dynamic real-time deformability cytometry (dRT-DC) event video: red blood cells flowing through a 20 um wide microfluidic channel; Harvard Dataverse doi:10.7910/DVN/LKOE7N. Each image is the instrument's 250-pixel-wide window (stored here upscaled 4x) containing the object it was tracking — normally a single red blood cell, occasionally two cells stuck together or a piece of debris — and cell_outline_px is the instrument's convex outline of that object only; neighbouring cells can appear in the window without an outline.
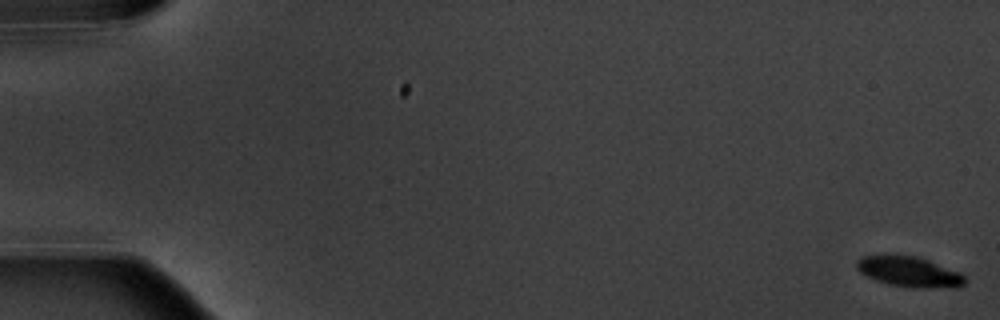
{"species": "common noctule bat (a hibernating species)", "species_latin": "Nyctalus noctula", "temperature_condition": "warm", "stored_images_in_passage": 6, "camera_frame_rate_fps": 3000, "um_per_image_px": 0.085, "animal": {"sex": "male", "body_mass_g": 20.1, "forearm_length_mm": 53.5}, "frame": {"image": 1, "passage_image": 1, "time_ms": 0.0, "image_size_px": [1000, 320], "cell_outline_px": [[964, 284], [960, 288], [912, 288], [888, 284], [876, 280], [860, 272], [856, 268], [856, 260], [860, 256], [916, 256], [928, 260], [960, 272], [964, 276]], "centroid_in_image_um": [77.31, 23.13], "position_along_channel_um": 7.7, "area_um2": 19.07}}
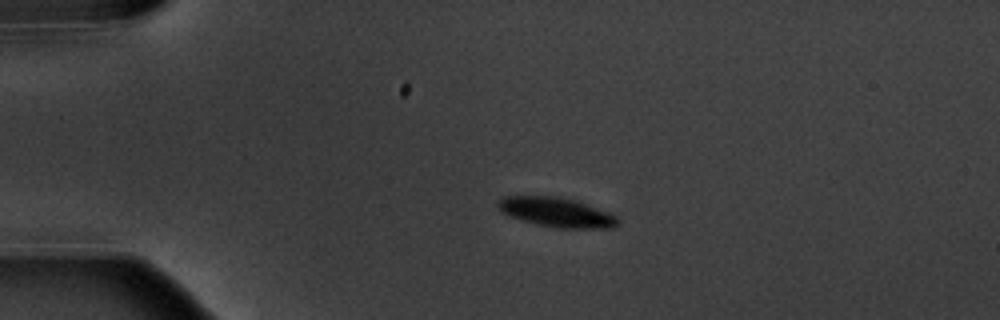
{"frame": {"image": 2, "passage_image": 4, "time_ms": 4.333, "image_size_px": [1000, 320], "cell_outline_px": [[620, 220], [612, 228], [556, 228], [536, 224], [508, 216], [500, 212], [496, 204], [504, 196], [560, 196], [576, 200], [608, 212], [616, 216]], "centroid_in_image_um": [47.27, 18.04], "position_along_channel_um": 37.7, "area_um2": 20.69}}
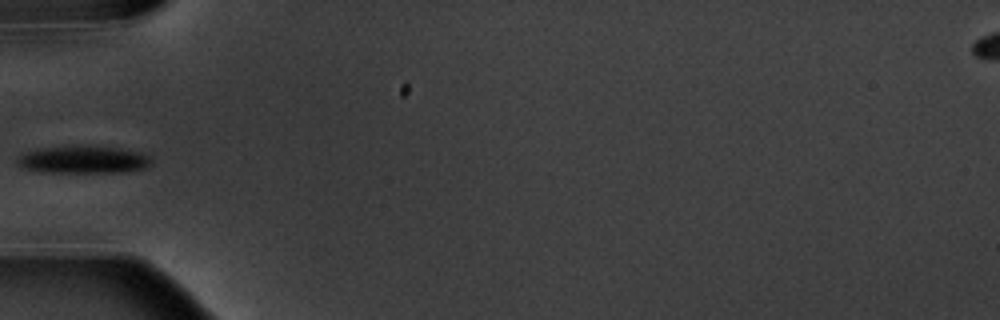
{"frame": {"image": 3, "passage_image": 6, "time_ms": 6.667, "image_size_px": [1000, 320], "cell_outline_px": [[152, 164], [144, 168], [124, 172], [44, 172], [24, 168], [16, 164], [16, 160], [24, 152], [36, 148], [88, 144], [92, 144], [120, 148], [140, 152], [148, 156], [152, 160]], "centroid_in_image_um": [7.07, 13.54], "position_along_channel_um": 77.9, "area_um2": 22.02}}